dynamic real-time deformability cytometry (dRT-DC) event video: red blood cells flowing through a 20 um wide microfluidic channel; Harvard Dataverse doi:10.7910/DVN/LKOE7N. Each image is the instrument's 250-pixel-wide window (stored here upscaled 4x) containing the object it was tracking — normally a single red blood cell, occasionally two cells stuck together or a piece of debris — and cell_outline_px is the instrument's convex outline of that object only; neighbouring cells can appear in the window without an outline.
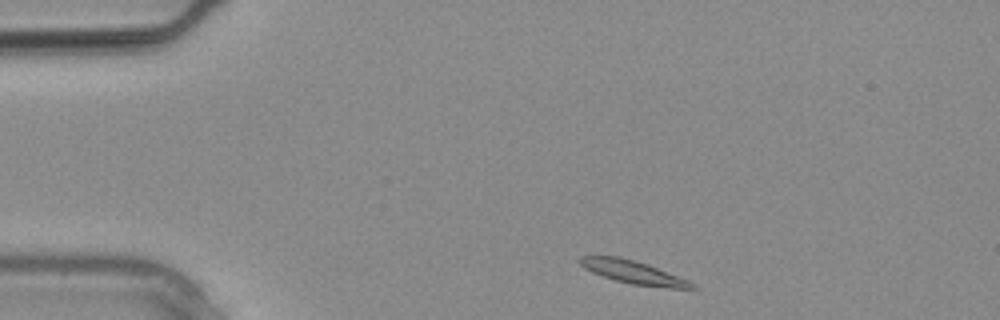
{"species": "common noctule bat (a hibernating species)", "species_latin": "Nyctalus noctula", "temperature_condition": "warm", "stored_images_in_passage": 24, "camera_frame_rate_fps": 3000, "um_per_image_px": 0.085, "animal": {"sex": "male", "body_mass_g": 20.4}, "frame": {"image": 1, "passage_image": 1, "time_ms": 0.0, "image_size_px": [1000, 320], "cell_outline_px": [[696, 288], [668, 288], [632, 284], [616, 280], [592, 272], [584, 268], [580, 264], [580, 256], [620, 256], [636, 260], [648, 264], [688, 280], [696, 284]], "centroid_in_image_um": [53.85, 23.13], "position_along_channel_um": 31.2, "area_um2": 14.97}}
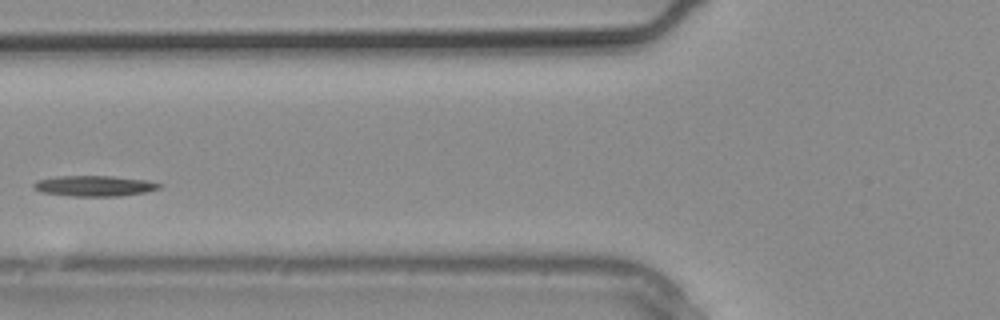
{"frame": {"image": 2, "passage_image": 7, "time_ms": 2.0, "image_size_px": [1000, 320], "cell_outline_px": [[164, 184], [160, 188], [148, 192], [116, 196], [72, 196], [40, 192], [32, 188], [32, 184], [36, 180], [56, 176], [112, 176], [148, 180]], "centroid_in_image_um": [8.02, 15.8], "position_along_channel_um": 117.8, "area_um2": 15.32}}
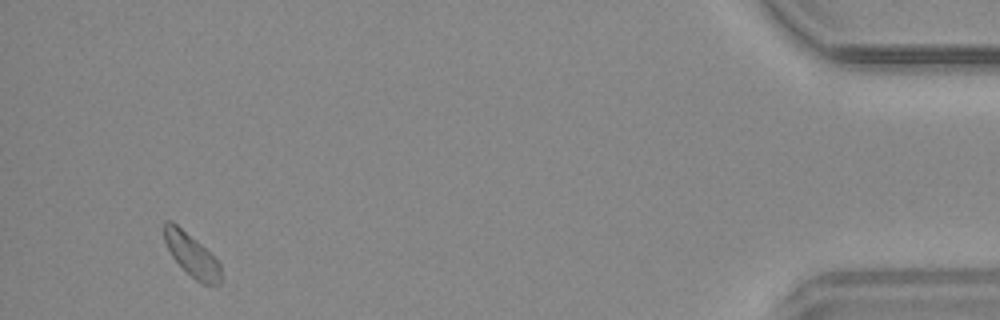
{"frame": {"image": 3, "passage_image": 23, "time_ms": 7.333, "image_size_px": [1000, 320], "cell_outline_px": [[220, 284], [204, 284], [196, 280], [172, 256], [164, 240], [164, 220], [172, 220], [196, 240], [220, 264]], "centroid_in_image_um": [16.26, 21.63], "position_along_channel_um": 418.9, "area_um2": 13.64}}